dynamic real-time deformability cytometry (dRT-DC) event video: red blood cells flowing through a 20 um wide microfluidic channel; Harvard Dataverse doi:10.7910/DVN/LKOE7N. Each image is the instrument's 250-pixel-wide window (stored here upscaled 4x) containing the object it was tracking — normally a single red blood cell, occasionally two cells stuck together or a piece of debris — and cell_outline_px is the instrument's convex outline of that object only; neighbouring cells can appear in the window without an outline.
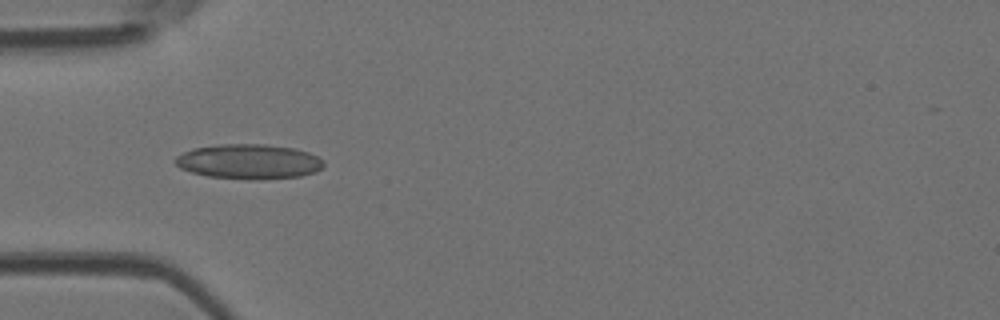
{"species": "Egyptian fruit bat (a non-hibernating species)", "species_latin": "Rousettus aegyptiacus", "temperature_condition": "room temperature", "stored_images_in_passage": 5, "camera_frame_rate_fps": 3000, "um_per_image_px": 0.085, "animal": {"sex": "female"}, "frame": {"image": 1, "passage_image": 5, "time_ms": 1.333, "image_size_px": [1000, 320], "cell_outline_px": [[324, 168], [316, 172], [300, 176], [264, 180], [208, 176], [192, 172], [180, 168], [172, 160], [176, 156], [192, 148], [220, 144], [268, 144], [296, 148], [308, 152], [324, 160]], "centroid_in_image_um": [21.18, 13.73], "position_along_channel_um": 63.8, "area_um2": 30.4}}